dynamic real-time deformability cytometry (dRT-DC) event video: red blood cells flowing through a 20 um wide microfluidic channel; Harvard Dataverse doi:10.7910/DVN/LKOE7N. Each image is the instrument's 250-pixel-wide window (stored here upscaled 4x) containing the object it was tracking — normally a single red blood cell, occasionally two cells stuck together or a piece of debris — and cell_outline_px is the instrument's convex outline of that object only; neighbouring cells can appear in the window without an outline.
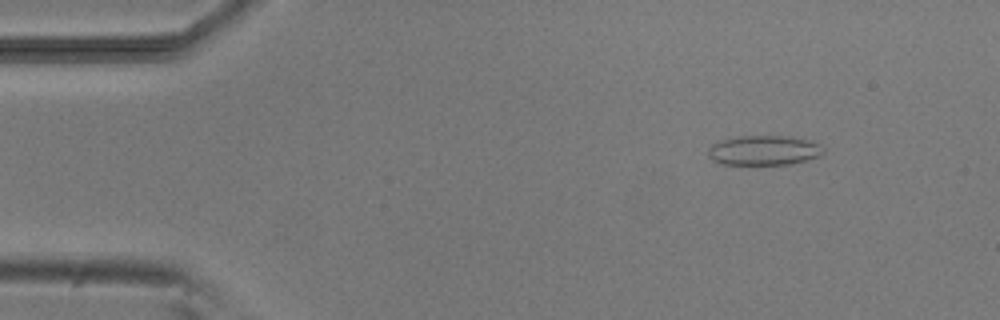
{"species": "common noctule bat (a hibernating species)", "species_latin": "Nyctalus noctula", "temperature_condition": "room temperature", "stored_images_in_passage": 4, "camera_frame_rate_fps": 3000, "um_per_image_px": 0.085, "animal": {"sex": "male", "body_mass_g": 20.5, "forearm_length_mm": 52.5}, "frame": {"image": 1, "passage_image": 2, "time_ms": 1.333, "image_size_px": [1000, 320], "cell_outline_px": [[824, 152], [820, 156], [788, 164], [748, 168], [720, 164], [712, 160], [708, 156], [708, 148], [712, 144], [720, 140], [740, 136], [788, 136], [812, 140], [820, 144], [824, 148]], "centroid_in_image_um": [64.88, 12.83], "position_along_channel_um": 20.1, "area_um2": 21.04}}
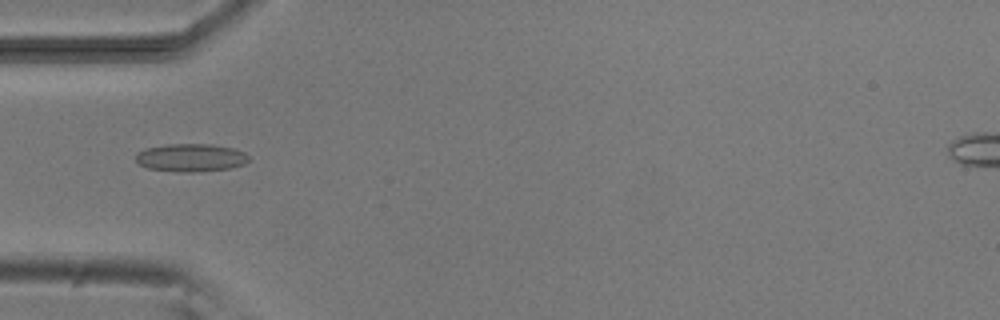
{"frame": {"image": 2, "passage_image": 4, "time_ms": 4.667, "image_size_px": [1000, 320], "cell_outline_px": [[248, 160], [244, 164], [228, 168], [192, 172], [176, 172], [148, 168], [140, 164], [136, 160], [136, 152], [144, 148], [164, 144], [212, 144], [232, 148], [244, 152], [248, 156]], "centroid_in_image_um": [16.17, 13.39], "position_along_channel_um": 68.8, "area_um2": 18.38}}